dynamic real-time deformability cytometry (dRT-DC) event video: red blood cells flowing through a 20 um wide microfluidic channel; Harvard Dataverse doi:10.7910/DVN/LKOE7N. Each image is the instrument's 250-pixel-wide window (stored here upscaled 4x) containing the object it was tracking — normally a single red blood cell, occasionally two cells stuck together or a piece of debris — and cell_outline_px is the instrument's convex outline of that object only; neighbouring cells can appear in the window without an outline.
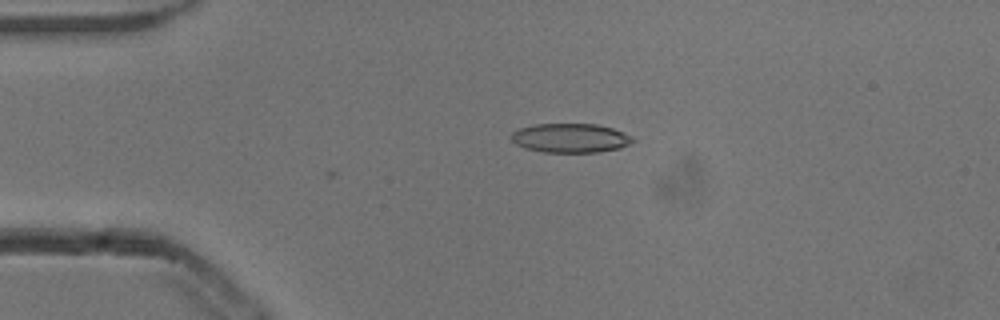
{"species": "common noctule bat (a hibernating species)", "species_latin": "Nyctalus noctula", "temperature_condition": "cold", "stored_images_in_passage": 27, "camera_frame_rate_fps": 3000, "um_per_image_px": 0.085, "animal": {"sex": "male", "body_mass_g": 13.3}, "frame": {"image": 1, "passage_image": 1, "time_ms": 0.0, "image_size_px": [1000, 320], "cell_outline_px": [[636, 140], [620, 148], [596, 152], [544, 152], [524, 148], [516, 144], [508, 136], [512, 132], [520, 128], [536, 124], [596, 124], [612, 128], [632, 136]], "centroid_in_image_um": [48.46, 11.73], "position_along_channel_um": 36.5, "area_um2": 20.63}}
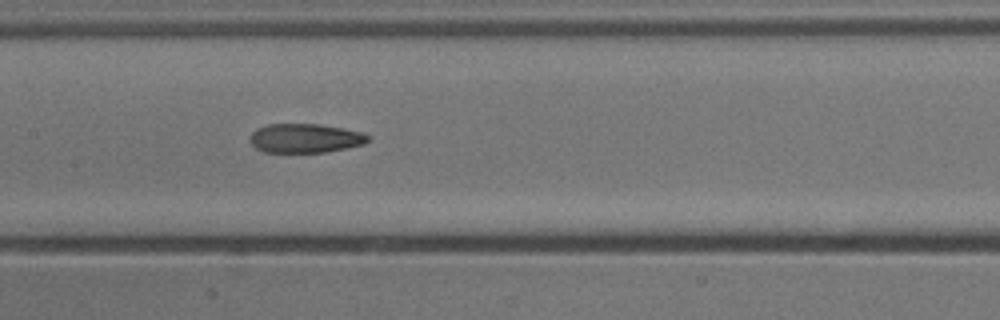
{"frame": {"image": 2, "passage_image": 15, "time_ms": 4.667, "image_size_px": [1000, 320], "cell_outline_px": [[368, 140], [364, 144], [324, 152], [264, 152], [256, 148], [248, 140], [252, 132], [256, 128], [268, 124], [320, 124], [360, 132], [368, 136]], "centroid_in_image_um": [25.86, 11.74], "position_along_channel_um": 181.5, "area_um2": 19.83}}
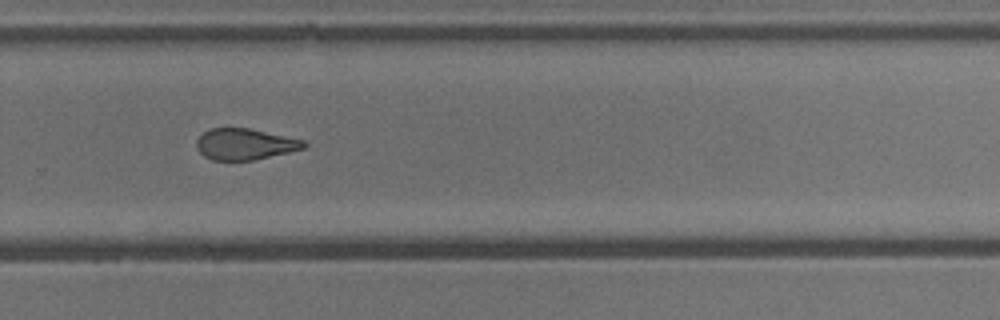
{"frame": {"image": 3, "passage_image": 25, "time_ms": 8.0, "image_size_px": [1000, 320], "cell_outline_px": [[308, 144], [304, 148], [288, 152], [252, 160], [212, 160], [204, 156], [196, 148], [196, 140], [204, 132], [212, 128], [248, 128], [304, 140]], "centroid_in_image_um": [20.79, 12.25], "position_along_channel_um": 309.0, "area_um2": 19.31}, "authors_computed_cell_mechanics": {"area_um2": 20.7502, "velocity_mm_per_s": 3.8541, "shape_relaxation_time_tau1_ms": null, "shape_relaxation_time_tau2_ms": 2.6843, "deformation_change_tau1": null, "deformation_change_tau2": 0.0949}}